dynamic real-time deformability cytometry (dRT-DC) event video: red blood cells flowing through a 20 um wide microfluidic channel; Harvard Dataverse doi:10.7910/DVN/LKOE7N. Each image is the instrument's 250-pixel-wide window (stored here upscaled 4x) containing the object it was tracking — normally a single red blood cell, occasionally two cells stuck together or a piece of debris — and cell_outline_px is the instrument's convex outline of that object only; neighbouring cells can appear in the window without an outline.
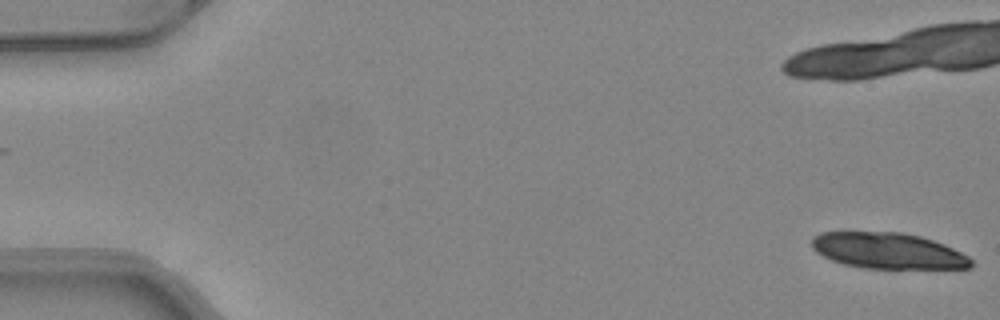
{"species": "common noctule bat (a hibernating species)", "species_latin": "Nyctalus noctula", "temperature_condition": "warm", "stored_images_in_passage": 8, "camera_frame_rate_fps": 3000, "um_per_image_px": 0.085, "animal": {"sex": "female", "body_mass_g": 24.6, "forearm_length_mm": 56.2}, "frame": {"image": 1, "passage_image": 1, "time_ms": 0.0, "image_size_px": [1000, 320], "cell_outline_px": [[972, 268], [864, 268], [844, 264], [832, 260], [816, 252], [812, 248], [812, 236], [820, 232], [900, 232], [920, 236], [944, 244], [968, 256], [972, 260]], "centroid_in_image_um": [75.46, 21.31], "position_along_channel_um": 9.5, "area_um2": 33.23}}